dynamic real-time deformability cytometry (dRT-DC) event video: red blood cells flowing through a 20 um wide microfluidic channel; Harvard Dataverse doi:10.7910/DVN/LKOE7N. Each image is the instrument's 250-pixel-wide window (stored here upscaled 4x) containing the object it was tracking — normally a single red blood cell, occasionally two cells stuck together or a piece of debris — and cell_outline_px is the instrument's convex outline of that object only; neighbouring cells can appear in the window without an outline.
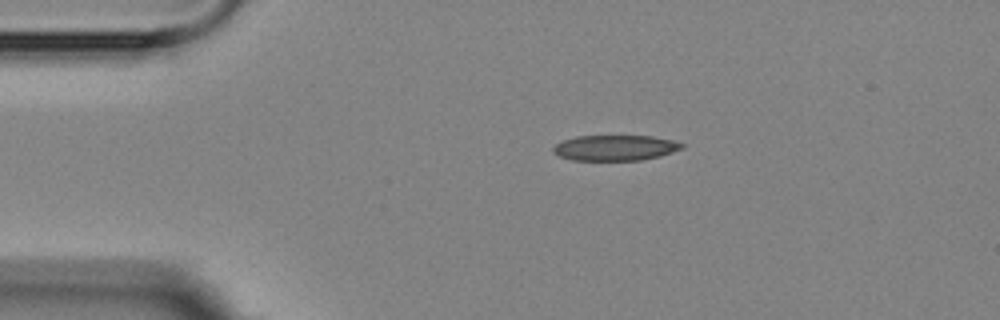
{"species": "Egyptian fruit bat (a non-hibernating species)", "species_latin": "Rousettus aegyptiacus", "temperature_condition": "room temperature", "stored_images_in_passage": 4, "camera_frame_rate_fps": 3000, "um_per_image_px": 0.085, "animal": {"sex": "female"}, "frame": {"image": 1, "passage_image": 3, "time_ms": 3.333, "image_size_px": [1000, 320], "cell_outline_px": [[684, 148], [660, 156], [640, 160], [572, 160], [560, 156], [552, 152], [552, 148], [556, 144], [564, 140], [576, 136], [652, 136], [672, 140], [684, 144]], "centroid_in_image_um": [52.29, 12.56], "position_along_channel_um": 32.7, "area_um2": 19.07}}